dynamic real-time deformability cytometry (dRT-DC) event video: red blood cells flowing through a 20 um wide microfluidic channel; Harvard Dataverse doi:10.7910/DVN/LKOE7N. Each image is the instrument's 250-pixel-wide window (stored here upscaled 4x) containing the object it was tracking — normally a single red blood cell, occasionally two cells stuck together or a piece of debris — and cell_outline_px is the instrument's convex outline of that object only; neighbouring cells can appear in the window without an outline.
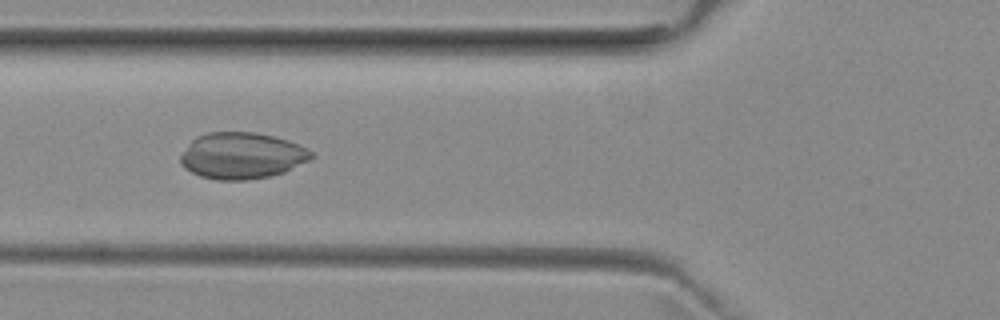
{"species": "common noctule bat (a hibernating species)", "species_latin": "Nyctalus noctula", "temperature_condition": "room temperature", "stored_images_in_passage": 52, "camera_frame_rate_fps": 3000, "um_per_image_px": 0.085, "animal": {"sex": "female", "body_mass_g": 29.2, "forearm_length_mm": 56.3}, "frame": {"image": 1, "passage_image": 19, "time_ms": 6.0, "image_size_px": [1000, 320], "cell_outline_px": [[316, 156], [284, 172], [272, 176], [248, 180], [216, 180], [200, 176], [184, 168], [180, 164], [180, 156], [188, 144], [196, 136], [208, 132], [256, 132], [276, 136], [288, 140], [308, 148]], "centroid_in_image_um": [20.56, 13.23], "position_along_channel_um": 105.2, "area_um2": 35.66}}
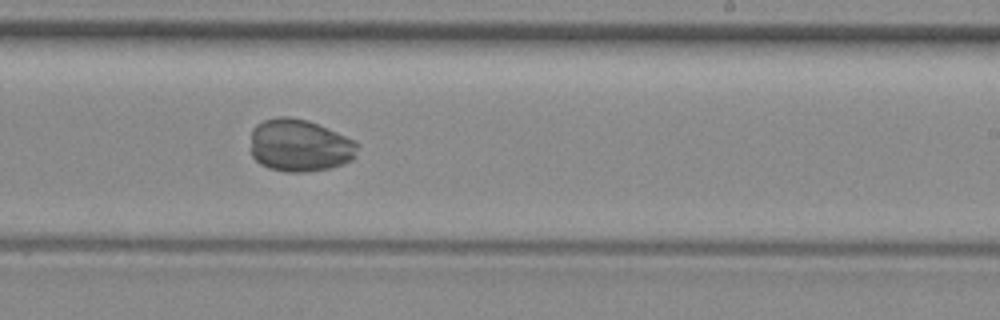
{"frame": {"image": 2, "passage_image": 31, "time_ms": 10.0, "image_size_px": [1000, 320], "cell_outline_px": [[360, 144], [356, 156], [352, 160], [344, 164], [328, 168], [304, 172], [284, 172], [268, 168], [260, 164], [252, 156], [252, 128], [256, 124], [264, 120], [276, 116], [288, 116], [308, 120], [336, 132]], "centroid_in_image_um": [25.47, 12.36], "position_along_channel_um": 263.5, "area_um2": 32.83}}
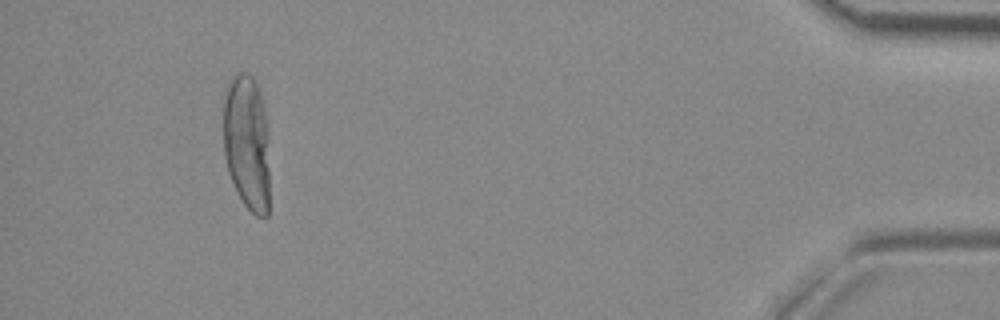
{"frame": {"image": 3, "passage_image": 48, "time_ms": 15.667, "image_size_px": [1000, 320], "cell_outline_px": [[268, 216], [256, 216], [244, 204], [228, 172], [224, 156], [224, 100], [228, 80], [236, 72], [244, 72], [252, 76], [256, 80], [260, 92], [264, 108], [268, 168]], "centroid_in_image_um": [20.96, 12.06], "position_along_channel_um": 414.2, "area_um2": 36.36}}